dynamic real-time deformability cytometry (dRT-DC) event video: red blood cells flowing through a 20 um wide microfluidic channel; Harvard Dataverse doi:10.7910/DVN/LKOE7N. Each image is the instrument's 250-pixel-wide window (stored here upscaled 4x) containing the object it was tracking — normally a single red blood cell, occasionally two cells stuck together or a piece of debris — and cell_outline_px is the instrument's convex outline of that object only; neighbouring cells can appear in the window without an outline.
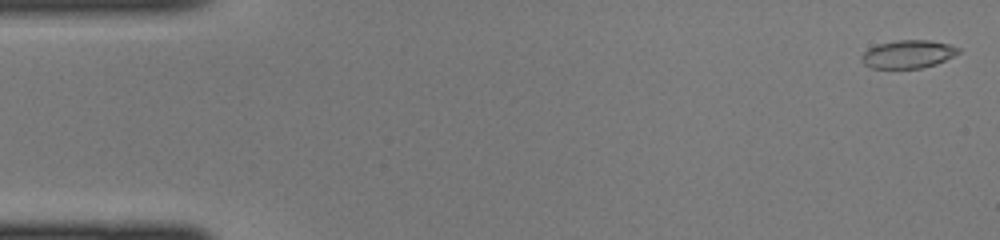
{"species": "common noctule bat (a hibernating species)", "species_latin": "Nyctalus noctula", "temperature_condition": "cold", "stored_images_in_passage": 44, "camera_frame_rate_fps": 3000, "um_per_image_px": 0.085, "animal": {"sex": "female", "body_mass_g": 22.0, "forearm_length_mm": 56.7}, "frame": {"image": 1, "passage_image": 1, "time_ms": 0.0, "image_size_px": [1000, 240], "cell_outline_px": [[960, 52], [936, 64], [920, 68], [872, 68], [864, 64], [860, 60], [860, 56], [868, 48], [876, 44], [896, 40], [928, 40], [948, 44], [960, 48]], "centroid_in_image_um": [77.13, 4.6], "position_along_channel_um": 7.9, "area_um2": 15.84}}
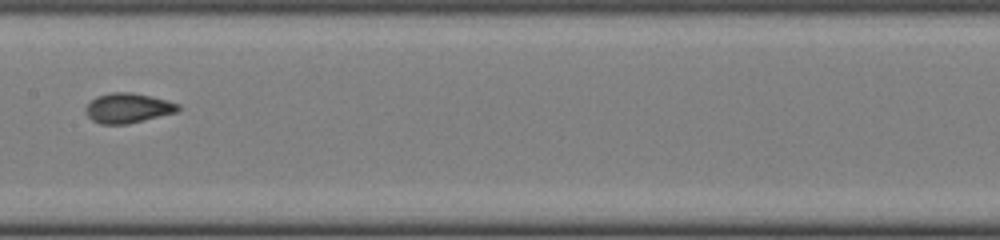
{"frame": {"image": 2, "passage_image": 22, "time_ms": 7.0, "image_size_px": [1000, 240], "cell_outline_px": [[180, 108], [176, 112], [128, 124], [100, 124], [92, 120], [84, 112], [84, 108], [96, 96], [108, 92], [132, 92], [152, 96], [168, 100], [180, 104]], "centroid_in_image_um": [10.86, 9.17], "position_along_channel_um": 196.5, "area_um2": 16.24}}
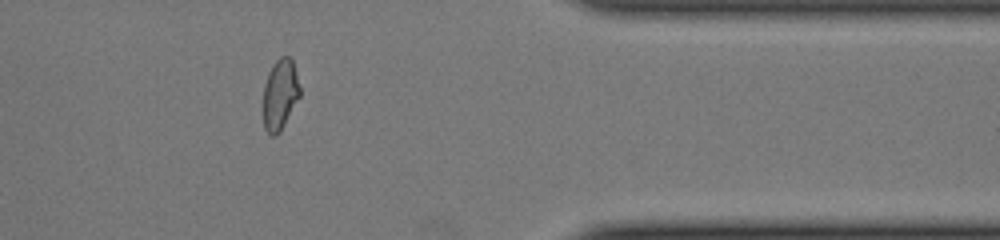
{"frame": {"image": 3, "passage_image": 36, "time_ms": 11.667, "image_size_px": [1000, 240], "cell_outline_px": [[300, 96], [280, 132], [276, 136], [272, 136], [264, 128], [264, 84], [268, 72], [272, 64], [280, 56], [288, 56], [292, 60], [300, 88]], "centroid_in_image_um": [23.8, 8.02], "position_along_channel_um": 387.6, "area_um2": 15.03}}